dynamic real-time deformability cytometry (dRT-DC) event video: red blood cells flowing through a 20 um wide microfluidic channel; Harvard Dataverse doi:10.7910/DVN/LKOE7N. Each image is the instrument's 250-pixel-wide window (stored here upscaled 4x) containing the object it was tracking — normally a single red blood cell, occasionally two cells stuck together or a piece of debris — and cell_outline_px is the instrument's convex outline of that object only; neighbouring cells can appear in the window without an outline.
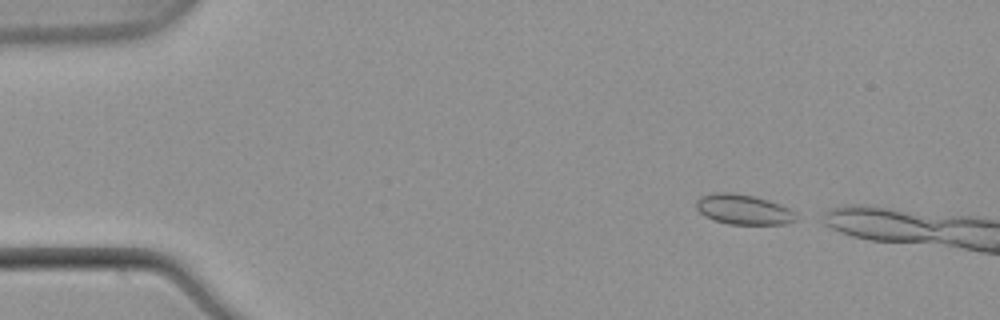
{"species": "common noctule bat (a hibernating species)", "species_latin": "Nyctalus noctula", "temperature_condition": "warm", "stored_images_in_passage": 9, "camera_frame_rate_fps": 3000, "um_per_image_px": 0.085, "animal": {"sex": "male", "body_mass_g": 21.5, "forearm_length_mm": 52.0}, "frame": {"image": 1, "passage_image": 2, "time_ms": 0.333, "image_size_px": [1000, 320], "cell_outline_px": [[800, 220], [784, 224], [728, 224], [712, 220], [704, 216], [696, 208], [696, 200], [700, 196], [712, 192], [732, 192], [756, 196], [780, 204], [788, 208]], "centroid_in_image_um": [63.16, 17.8], "position_along_channel_um": 21.8, "area_um2": 17.74}}